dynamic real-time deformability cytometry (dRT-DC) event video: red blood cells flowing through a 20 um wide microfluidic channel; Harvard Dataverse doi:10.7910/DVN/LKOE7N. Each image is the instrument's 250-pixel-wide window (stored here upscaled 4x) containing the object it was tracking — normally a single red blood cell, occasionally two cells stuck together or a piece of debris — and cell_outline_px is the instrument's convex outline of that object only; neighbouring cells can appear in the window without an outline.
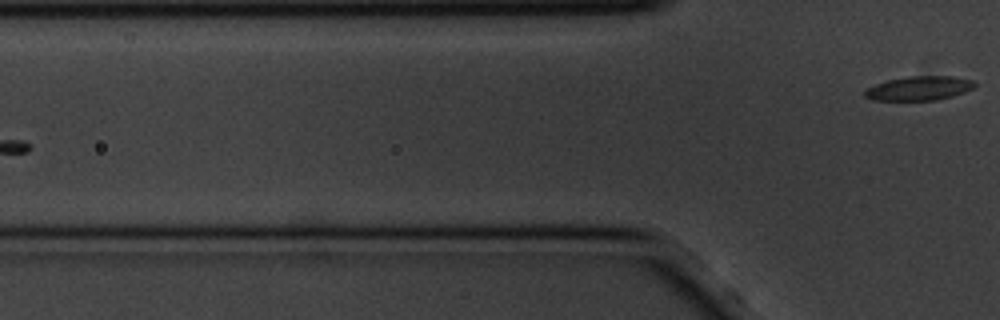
{"species": "common noctule bat (a hibernating species)", "species_latin": "Nyctalus noctula", "temperature_condition": "cold", "stored_images_in_passage": 3, "camera_frame_rate_fps": 3000, "um_per_image_px": 0.085, "animal": {"sex": "male", "body_mass_g": 20.1, "forearm_length_mm": 53.5}, "frame": {"image": 1, "passage_image": 3, "time_ms": 0.667, "image_size_px": [1000, 320], "cell_outline_px": [[976, 84], [972, 88], [964, 92], [952, 96], [936, 100], [872, 100], [864, 96], [864, 92], [868, 88], [876, 84], [888, 80], [908, 76], [952, 76], [972, 80]], "centroid_in_image_um": [78.12, 7.5], "position_along_channel_um": 47.7, "area_um2": 15.32}}